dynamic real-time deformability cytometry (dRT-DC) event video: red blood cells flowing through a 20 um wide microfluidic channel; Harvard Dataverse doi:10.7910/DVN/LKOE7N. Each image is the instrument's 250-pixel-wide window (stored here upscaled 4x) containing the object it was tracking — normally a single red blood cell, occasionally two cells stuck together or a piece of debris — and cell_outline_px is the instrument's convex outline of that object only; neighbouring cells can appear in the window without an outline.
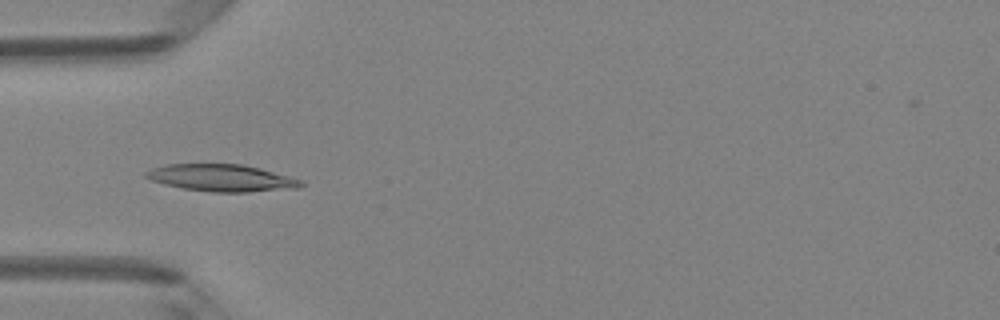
{"species": "Egyptian fruit bat (a non-hibernating species)", "species_latin": "Rousettus aegyptiacus", "temperature_condition": "room temperature", "stored_images_in_passage": 35, "camera_frame_rate_fps": 3000, "um_per_image_px": 0.085, "animal": {"sex": "female"}, "frame": {"image": 1, "passage_image": 2, "time_ms": 0.333, "image_size_px": [1000, 320], "cell_outline_px": [[304, 184], [296, 188], [248, 192], [212, 192], [184, 188], [164, 184], [152, 180], [144, 176], [144, 172], [152, 168], [168, 164], [244, 164], [260, 168], [304, 180]], "centroid_in_image_um": [18.86, 15.12], "position_along_channel_um": 66.1, "area_um2": 24.39}}
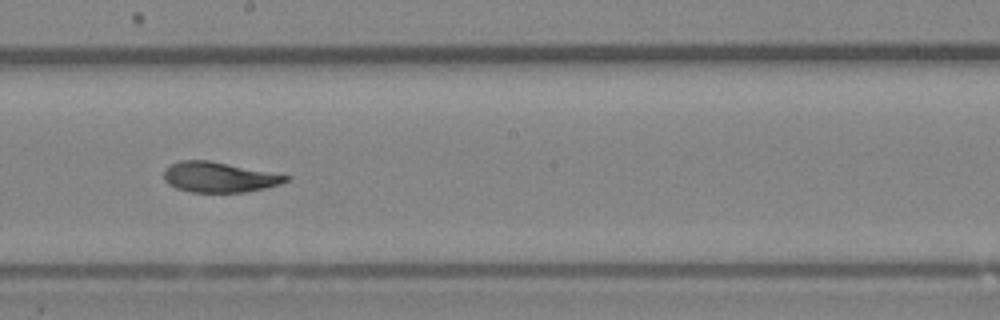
{"frame": {"image": 2, "passage_image": 14, "time_ms": 4.333, "image_size_px": [1000, 320], "cell_outline_px": [[292, 176], [288, 180], [280, 184], [264, 188], [244, 192], [192, 192], [176, 188], [168, 184], [164, 180], [164, 168], [180, 160], [208, 160]], "centroid_in_image_um": [18.6, 15.05], "position_along_channel_um": 229.6, "area_um2": 21.44}}
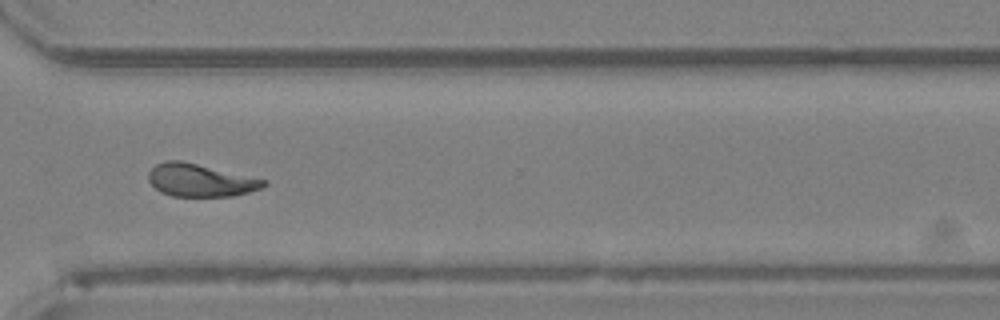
{"frame": {"image": 3, "passage_image": 23, "time_ms": 7.333, "image_size_px": [1000, 320], "cell_outline_px": [[268, 184], [260, 188], [248, 192], [232, 196], [172, 196], [160, 192], [148, 180], [148, 172], [156, 164], [164, 160], [180, 160], [268, 180]], "centroid_in_image_um": [17.01, 15.31], "position_along_channel_um": 353.6, "area_um2": 21.91}, "authors_computed_cell_mechanics": {"area_um2": 22.3108, "velocity_mm_per_s": 4.1111, "shape_relaxation_time_tau1_ms": 8.5546, "shape_relaxation_time_tau2_ms": 2.2647, "deformation_change_tau1": 0.2381, "deformation_change_tau2": 0.0681}}